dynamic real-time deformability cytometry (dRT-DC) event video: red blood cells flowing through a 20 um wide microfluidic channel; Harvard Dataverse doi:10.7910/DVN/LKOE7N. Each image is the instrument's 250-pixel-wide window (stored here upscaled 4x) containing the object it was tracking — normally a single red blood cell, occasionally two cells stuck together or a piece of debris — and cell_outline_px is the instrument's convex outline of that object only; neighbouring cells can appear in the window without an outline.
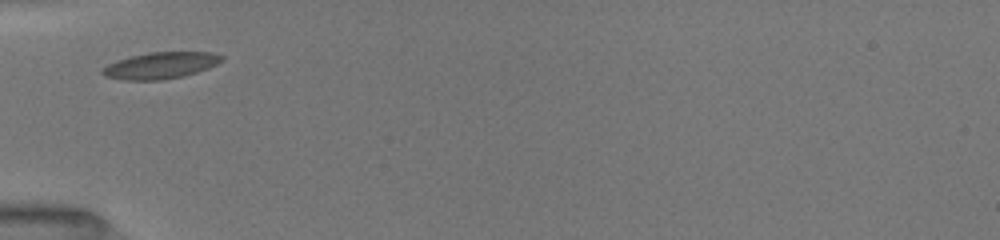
{"species": "common noctule bat (a hibernating species)", "species_latin": "Nyctalus noctula", "temperature_condition": "room temperature", "stored_images_in_passage": 2, "camera_frame_rate_fps": 3000, "um_per_image_px": 0.085, "animal": {"sex": "female", "body_mass_g": 19.5, "forearm_length_mm": 54.1}, "frame": {"image": 1, "passage_image": 1, "time_ms": 0.0, "image_size_px": [1000, 240], "cell_outline_px": [[224, 60], [208, 68], [184, 76], [164, 80], [124, 80], [104, 76], [100, 72], [100, 68], [116, 60], [148, 52], [212, 52], [224, 56]], "centroid_in_image_um": [13.63, 5.56], "position_along_channel_um": 71.4, "area_um2": 18.61}}
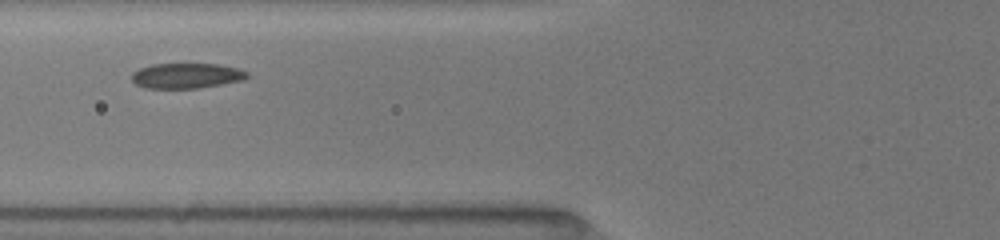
{"frame": {"image": 2, "passage_image": 2, "time_ms": 1.0, "image_size_px": [1000, 240], "cell_outline_px": [[248, 76], [244, 80], [200, 88], [144, 88], [136, 84], [132, 80], [132, 72], [140, 68], [152, 64], [216, 64], [236, 68], [248, 72]], "centroid_in_image_um": [15.84, 6.44], "position_along_channel_um": 110.0, "area_um2": 16.94}}